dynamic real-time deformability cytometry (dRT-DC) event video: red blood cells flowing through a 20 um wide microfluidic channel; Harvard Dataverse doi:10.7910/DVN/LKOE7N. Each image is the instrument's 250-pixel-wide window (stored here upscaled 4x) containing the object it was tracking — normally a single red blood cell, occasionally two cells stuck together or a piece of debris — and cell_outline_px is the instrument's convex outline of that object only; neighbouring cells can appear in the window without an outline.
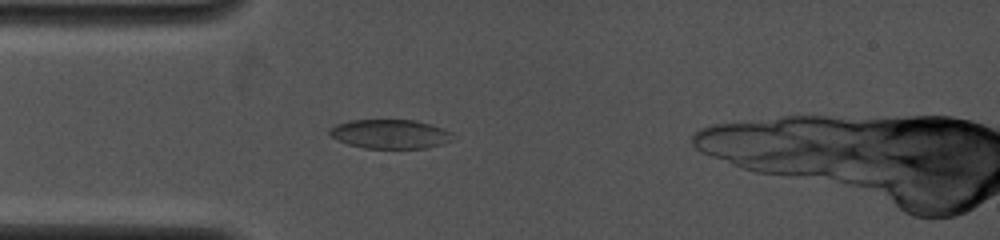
{"species": "common noctule bat (a hibernating species)", "species_latin": "Nyctalus noctula", "temperature_condition": "cold", "stored_images_in_passage": 18, "camera_frame_rate_fps": 4000, "um_per_image_px": 0.085, "animal": {"sex": "female", "body_mass_g": 19.0, "forearm_length_mm": 53.3}, "frame": {"image": 1, "passage_image": 10, "time_ms": 3.5, "image_size_px": [1000, 240], "cell_outline_px": [[452, 140], [428, 148], [364, 148], [348, 144], [336, 140], [328, 132], [336, 124], [348, 120], [416, 120], [444, 128], [452, 132]], "centroid_in_image_um": [33.16, 11.39], "position_along_channel_um": 51.8, "area_um2": 20.92}}
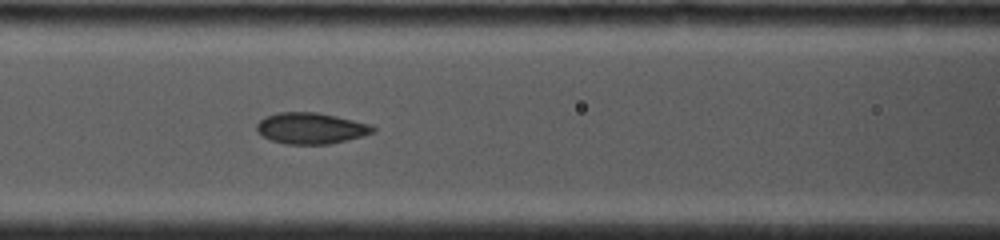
{"frame": {"image": 2, "passage_image": 16, "time_ms": 5.75, "image_size_px": [1000, 240], "cell_outline_px": [[376, 132], [364, 136], [328, 144], [284, 144], [272, 140], [256, 132], [256, 124], [264, 116], [276, 112], [316, 112], [336, 116], [372, 124], [376, 128]], "centroid_in_image_um": [26.44, 10.89], "position_along_channel_um": 140.2, "area_um2": 21.33}}
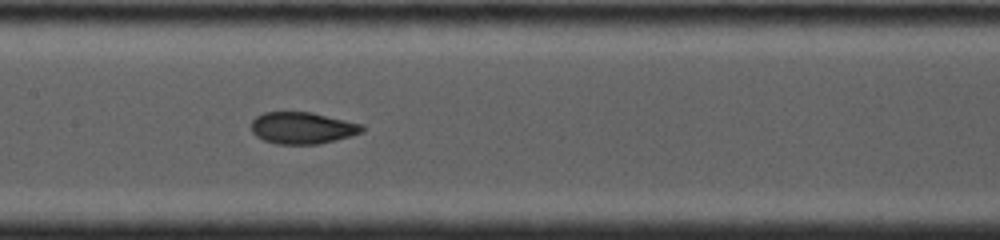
{"frame": {"image": 3, "passage_image": 18, "time_ms": 6.75, "image_size_px": [1000, 240], "cell_outline_px": [[364, 132], [352, 136], [320, 144], [276, 144], [264, 140], [256, 136], [252, 132], [252, 120], [256, 116], [264, 112], [312, 112], [364, 124]], "centroid_in_image_um": [25.74, 10.88], "position_along_channel_um": 181.7, "area_um2": 20.75}}